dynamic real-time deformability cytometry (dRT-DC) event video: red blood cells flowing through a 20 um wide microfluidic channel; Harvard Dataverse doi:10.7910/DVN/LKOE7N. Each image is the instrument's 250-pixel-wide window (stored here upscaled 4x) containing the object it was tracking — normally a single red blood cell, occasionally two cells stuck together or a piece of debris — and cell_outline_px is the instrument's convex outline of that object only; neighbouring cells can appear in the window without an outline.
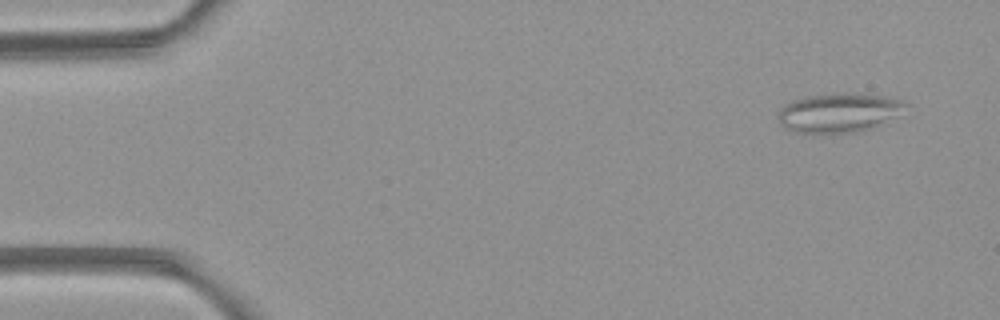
{"species": "common noctule bat (a hibernating species)", "species_latin": "Nyctalus noctula", "temperature_condition": "room temperature", "stored_images_in_passage": 4, "camera_frame_rate_fps": 3000, "um_per_image_px": 0.085, "animal": {"sex": "female", "body_mass_g": 21.9}, "frame": {"image": 1, "passage_image": 1, "time_ms": 0.0, "image_size_px": [1000, 320], "cell_outline_px": [[908, 104], [892, 116], [872, 128], [860, 132], [796, 132], [784, 128], [780, 124], [780, 108], [792, 100], [812, 96], [880, 96], [900, 100]], "centroid_in_image_um": [71.22, 9.63], "position_along_channel_um": 13.8, "area_um2": 27.17}}